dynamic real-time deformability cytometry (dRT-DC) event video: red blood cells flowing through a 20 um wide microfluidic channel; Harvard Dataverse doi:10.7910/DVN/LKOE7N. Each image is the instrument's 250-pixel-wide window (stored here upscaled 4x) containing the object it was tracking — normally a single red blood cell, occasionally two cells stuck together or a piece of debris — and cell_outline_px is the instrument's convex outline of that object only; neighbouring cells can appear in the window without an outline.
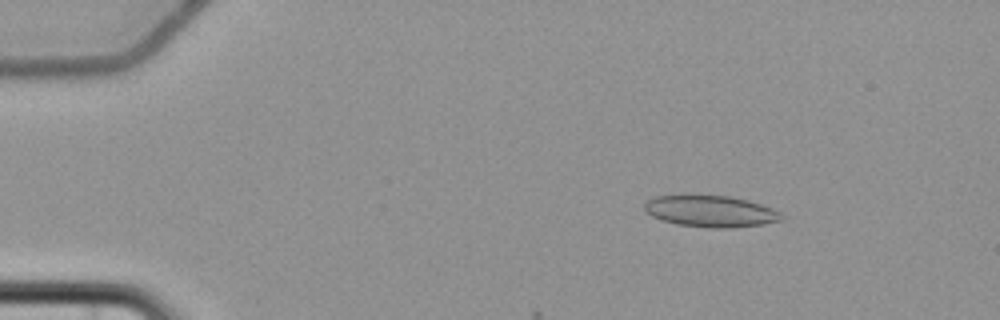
{"species": "common noctule bat (a hibernating species)", "species_latin": "Nyctalus noctula", "temperature_condition": "cold", "stored_images_in_passage": 7, "camera_frame_rate_fps": 3000, "um_per_image_px": 0.085, "animal": {"sex": "female", "body_mass_g": 22.7, "forearm_length_mm": 54.2}, "frame": {"image": 1, "passage_image": 2, "time_ms": 2.333, "image_size_px": [1000, 320], "cell_outline_px": [[784, 220], [764, 224], [736, 228], [708, 228], [676, 224], [652, 216], [644, 212], [644, 204], [652, 196], [728, 196], [748, 200], [772, 208], [780, 212], [784, 216]], "centroid_in_image_um": [60.43, 17.98], "position_along_channel_um": 24.6, "area_um2": 25.2}}
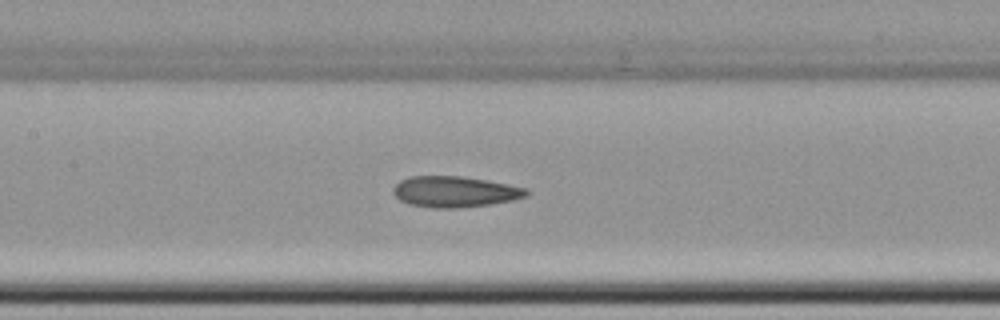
{"frame": {"image": 2, "passage_image": 7, "time_ms": 8.667, "image_size_px": [1000, 320], "cell_outline_px": [[528, 196], [512, 200], [488, 204], [452, 208], [436, 208], [408, 204], [400, 200], [392, 192], [392, 188], [400, 180], [412, 176], [460, 176], [488, 180], [528, 188]], "centroid_in_image_um": [38.65, 16.28], "position_along_channel_um": 168.7, "area_um2": 23.93}}